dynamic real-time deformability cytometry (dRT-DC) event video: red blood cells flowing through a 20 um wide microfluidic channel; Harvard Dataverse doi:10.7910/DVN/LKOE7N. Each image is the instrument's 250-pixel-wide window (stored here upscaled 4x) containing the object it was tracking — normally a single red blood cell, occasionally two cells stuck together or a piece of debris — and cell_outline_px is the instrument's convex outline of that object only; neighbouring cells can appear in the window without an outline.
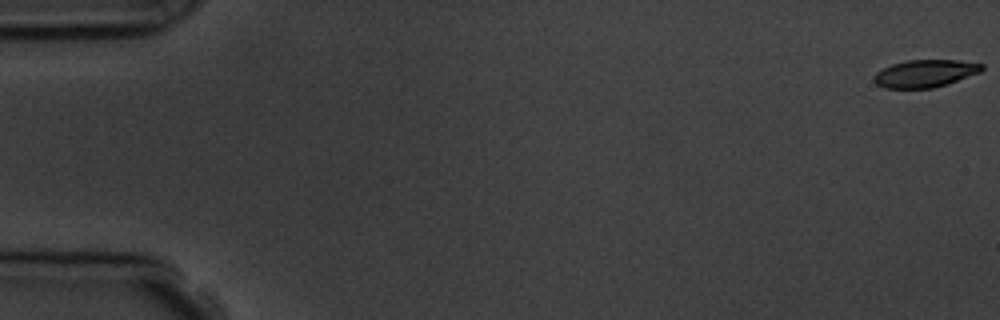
{"species": "common noctule bat (a hibernating species)", "species_latin": "Nyctalus noctula", "temperature_condition": "room temperature", "stored_images_in_passage": 10, "camera_frame_rate_fps": 3000, "um_per_image_px": 0.085, "animal": {"sex": "male", "body_mass_g": 19.5, "forearm_length_mm": 54.6}, "frame": {"image": 1, "passage_image": 1, "time_ms": 0.0, "image_size_px": [1000, 320], "cell_outline_px": [[984, 68], [980, 72], [948, 84], [932, 88], [884, 88], [876, 84], [872, 76], [876, 72], [892, 64], [908, 60], [956, 60], [984, 64]], "centroid_in_image_um": [78.62, 6.25], "position_along_channel_um": 6.4, "area_um2": 17.28}}
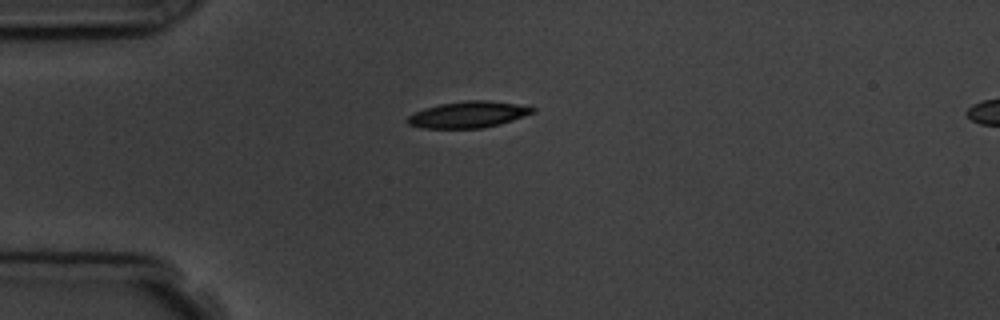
{"frame": {"image": 2, "passage_image": 5, "time_ms": 4.667, "image_size_px": [1000, 320], "cell_outline_px": [[536, 112], [500, 124], [484, 128], [424, 128], [408, 124], [404, 120], [408, 116], [424, 108], [440, 104], [468, 100], [484, 100], [516, 104], [536, 108]], "centroid_in_image_um": [39.79, 9.74], "position_along_channel_um": 45.2, "area_um2": 19.13}}